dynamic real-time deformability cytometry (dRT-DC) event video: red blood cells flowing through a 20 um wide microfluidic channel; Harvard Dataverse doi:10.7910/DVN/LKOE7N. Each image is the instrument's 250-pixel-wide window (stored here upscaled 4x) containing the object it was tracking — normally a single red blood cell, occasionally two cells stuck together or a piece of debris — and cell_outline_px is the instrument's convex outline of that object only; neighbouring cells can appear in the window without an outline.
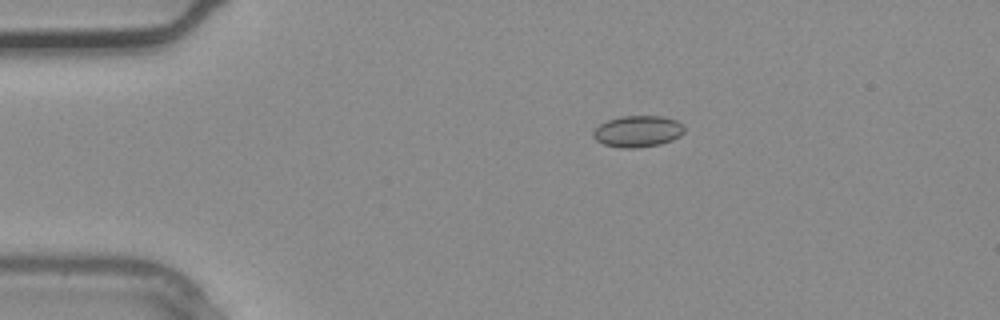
{"species": "common noctule bat (a hibernating species)", "species_latin": "Nyctalus noctula", "temperature_condition": "warm", "stored_images_in_passage": 2, "camera_frame_rate_fps": 3000, "um_per_image_px": 0.085, "animal": {"sex": "male", "body_mass_g": 20.4}, "frame": {"image": 1, "passage_image": 1, "time_ms": 0.0, "image_size_px": [1000, 320], "cell_outline_px": [[684, 132], [680, 136], [672, 140], [660, 144], [636, 148], [624, 148], [604, 144], [596, 140], [592, 136], [592, 132], [600, 124], [608, 120], [624, 116], [660, 116], [676, 120], [684, 128]], "centroid_in_image_um": [54.2, 11.17], "position_along_channel_um": 30.8, "area_um2": 16.53}}